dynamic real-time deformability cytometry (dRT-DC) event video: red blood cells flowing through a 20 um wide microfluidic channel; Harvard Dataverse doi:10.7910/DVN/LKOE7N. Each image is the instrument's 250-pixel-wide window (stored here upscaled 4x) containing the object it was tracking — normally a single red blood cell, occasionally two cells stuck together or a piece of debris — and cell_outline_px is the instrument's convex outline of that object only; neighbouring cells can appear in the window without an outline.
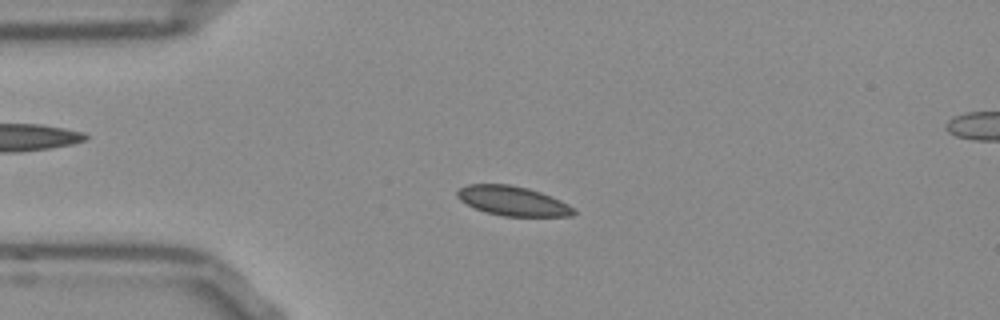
{"species": "Egyptian fruit bat (a non-hibernating species)", "species_latin": "Rousettus aegyptiacus", "temperature_condition": "room temperature", "stored_images_in_passage": 50, "camera_frame_rate_fps": 3000, "um_per_image_px": 0.085, "frame": {"image": 1, "passage_image": 12, "time_ms": 3.667, "image_size_px": [1000, 320], "cell_outline_px": [[576, 212], [572, 216], [504, 216], [484, 212], [460, 200], [456, 196], [456, 192], [460, 188], [468, 184], [508, 184], [528, 188], [540, 192], [560, 200], [576, 208]], "centroid_in_image_um": [43.59, 17.08], "position_along_channel_um": 41.4, "area_um2": 20.0}}
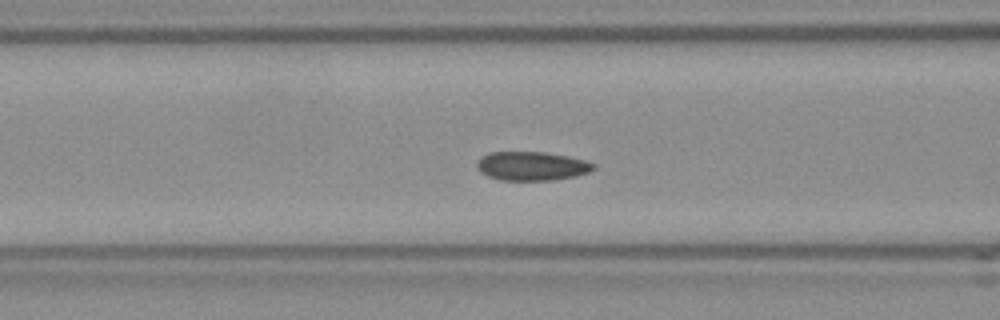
{"frame": {"image": 2, "passage_image": 20, "time_ms": 6.333, "image_size_px": [1000, 320], "cell_outline_px": [[596, 168], [588, 172], [576, 176], [552, 180], [500, 180], [488, 176], [480, 172], [476, 164], [484, 156], [492, 152], [544, 152], [568, 156], [588, 160], [596, 164]], "centroid_in_image_um": [45.26, 14.11], "position_along_channel_um": 121.3, "area_um2": 19.59}}
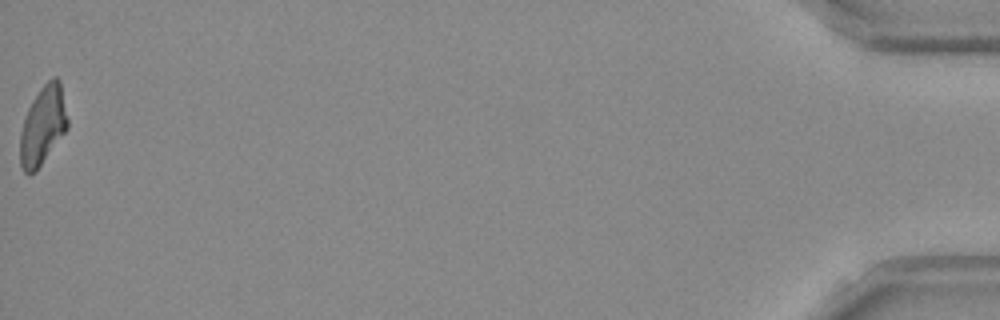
{"frame": {"image": 3, "passage_image": 50, "time_ms": 16.333, "image_size_px": [1000, 320], "cell_outline_px": [[68, 128], [36, 172], [28, 176], [24, 172], [20, 164], [20, 132], [28, 108], [32, 100], [40, 88], [52, 76], [56, 76], [60, 80], [68, 120]], "centroid_in_image_um": [3.64, 10.69], "position_along_channel_um": 431.6, "area_um2": 21.91}, "authors_computed_cell_mechanics": {"area_um2": 19.8254, "velocity_mm_per_s": 3.7715, "shape_relaxation_time_tau1_ms": 4.8696, "shape_relaxation_time_tau2_ms": 2.7905, "deformation_change_tau1": 0.0633, "deformation_change_tau2": 0.0457}}